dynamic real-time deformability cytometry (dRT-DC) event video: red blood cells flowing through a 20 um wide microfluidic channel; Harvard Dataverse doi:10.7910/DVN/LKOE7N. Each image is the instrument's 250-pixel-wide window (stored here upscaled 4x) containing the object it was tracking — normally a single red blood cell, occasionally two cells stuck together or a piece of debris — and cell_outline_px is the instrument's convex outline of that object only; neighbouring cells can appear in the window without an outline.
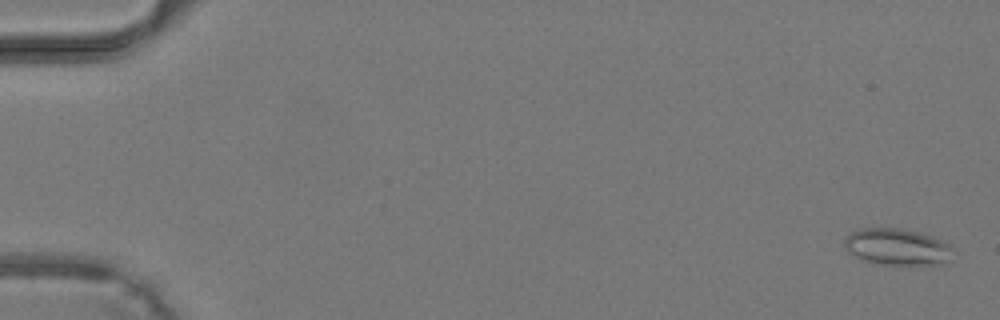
{"species": "common noctule bat (a hibernating species)", "species_latin": "Nyctalus noctula", "temperature_condition": "warm", "stored_images_in_passage": 7, "camera_frame_rate_fps": 3000, "um_per_image_px": 0.085, "animal": {"sex": "male", "body_mass_g": 19.2, "forearm_length_mm": 51.8}, "frame": {"image": 1, "passage_image": 2, "time_ms": 0.333, "image_size_px": [1000, 320], "cell_outline_px": [[952, 248], [948, 264], [884, 264], [864, 260], [848, 252], [844, 248], [844, 236], [860, 228], [900, 228], [932, 236], [948, 244]], "centroid_in_image_um": [76.22, 20.97], "position_along_channel_um": 8.8, "area_um2": 22.95}}